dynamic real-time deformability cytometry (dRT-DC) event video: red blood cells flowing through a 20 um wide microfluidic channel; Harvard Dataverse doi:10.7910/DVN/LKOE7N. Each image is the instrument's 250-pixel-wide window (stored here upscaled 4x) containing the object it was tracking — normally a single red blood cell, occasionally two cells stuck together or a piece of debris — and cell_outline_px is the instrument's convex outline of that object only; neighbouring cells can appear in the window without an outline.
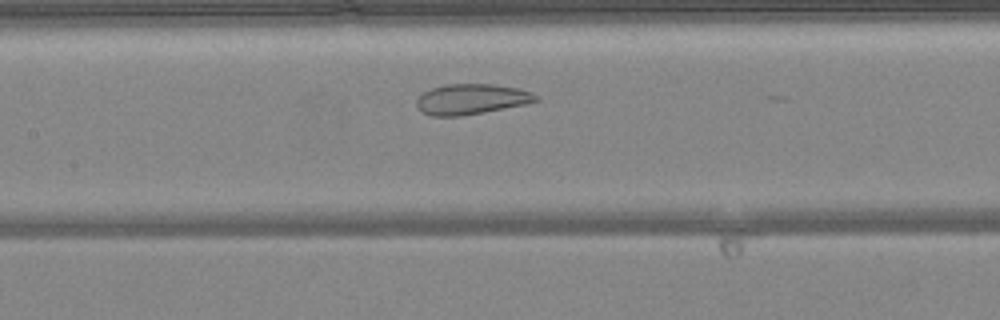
{"species": "common noctule bat (a hibernating species)", "species_latin": "Nyctalus noctula", "temperature_condition": "warm", "stored_images_in_passage": 41, "camera_frame_rate_fps": 3000, "um_per_image_px": 0.085, "animal": {"sex": "female", "body_mass_g": 24.6, "forearm_length_mm": 56.2}, "frame": {"image": 1, "passage_image": 15, "time_ms": 4.667, "image_size_px": [1000, 320], "cell_outline_px": [[540, 100], [528, 104], [484, 112], [460, 116], [432, 116], [424, 112], [416, 104], [416, 100], [424, 92], [432, 88], [444, 84], [496, 84], [520, 88], [532, 92], [540, 96]], "centroid_in_image_um": [40.15, 8.42], "position_along_channel_um": 167.3, "area_um2": 21.33}}
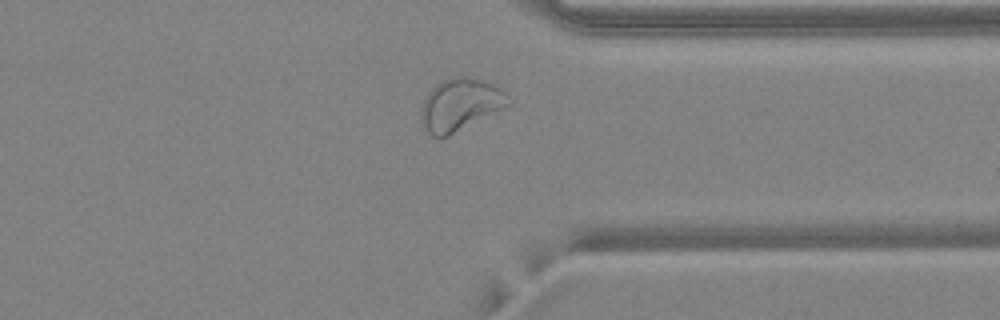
{"frame": {"image": 2, "passage_image": 30, "time_ms": 9.667, "image_size_px": [1000, 320], "cell_outline_px": [[512, 104], [448, 136], [432, 136], [420, 124], [420, 108], [428, 92], [440, 80], [452, 76], [468, 76], [492, 84], [500, 88], [512, 100]], "centroid_in_image_um": [39.09, 8.88], "position_along_channel_um": 372.3, "area_um2": 26.7}}
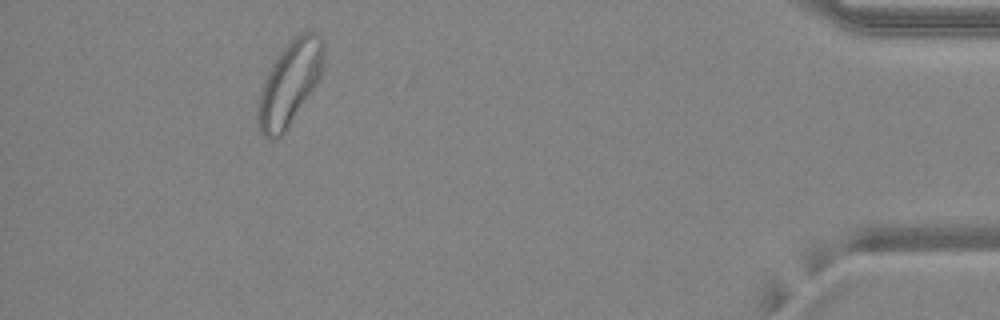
{"frame": {"image": 3, "passage_image": 37, "time_ms": 12.0, "image_size_px": [1000, 320], "cell_outline_px": [[324, 56], [320, 76], [316, 84], [288, 128], [276, 140], [268, 140], [260, 132], [256, 124], [256, 108], [260, 92], [264, 80], [272, 64], [284, 44], [296, 36], [304, 32], [316, 32], [320, 36], [324, 44]], "centroid_in_image_um": [24.58, 7.11], "position_along_channel_um": 410.6, "area_um2": 32.37}, "authors_computed_cell_mechanics": {"area_um2": 26.3568, "velocity_mm_per_s": 4.1503, "shape_relaxation_time_tau1_ms": null, "shape_relaxation_time_tau2_ms": 1.4675, "deformation_change_tau1": null, "deformation_change_tau2": 0.0634}}